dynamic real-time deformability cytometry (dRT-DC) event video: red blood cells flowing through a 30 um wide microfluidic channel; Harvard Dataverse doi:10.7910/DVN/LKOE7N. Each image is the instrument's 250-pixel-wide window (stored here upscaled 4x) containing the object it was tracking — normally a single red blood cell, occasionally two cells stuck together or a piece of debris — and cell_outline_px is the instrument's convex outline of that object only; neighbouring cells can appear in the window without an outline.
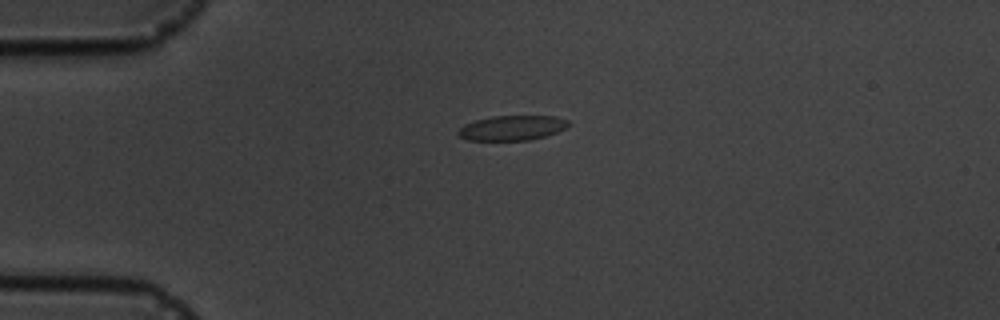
{"species": "common noctule bat (a hibernating species)", "species_latin": "Nyctalus noctula", "temperature_condition": "cold", "stored_images_in_passage": 2, "camera_frame_rate_fps": 3000, "um_per_image_px": 0.085, "animal": {"sex": "male", "body_mass_g": 19.5, "forearm_length_mm": 54.6}, "frame": {"image": 1, "passage_image": 1, "time_ms": 0.0, "image_size_px": [1000, 320], "cell_outline_px": [[568, 124], [564, 128], [556, 132], [544, 136], [528, 140], [468, 140], [460, 136], [456, 132], [464, 124], [476, 120], [492, 116], [556, 116], [568, 120]], "centroid_in_image_um": [43.5, 10.86], "position_along_channel_um": 41.5, "area_um2": 15.78}}